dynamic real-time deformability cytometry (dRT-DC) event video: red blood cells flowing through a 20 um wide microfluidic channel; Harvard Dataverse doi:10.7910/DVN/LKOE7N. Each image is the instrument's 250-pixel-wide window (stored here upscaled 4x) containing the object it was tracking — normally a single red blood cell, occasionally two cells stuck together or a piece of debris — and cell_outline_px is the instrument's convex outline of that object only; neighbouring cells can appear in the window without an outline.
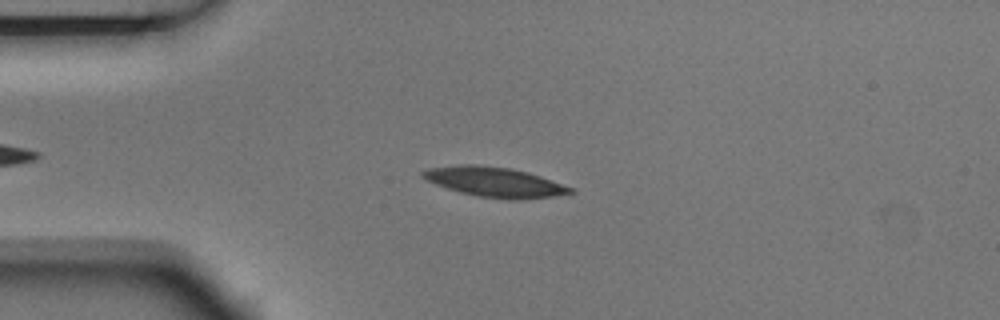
{"species": "Egyptian fruit bat (a non-hibernating species)", "species_latin": "Rousettus aegyptiacus", "temperature_condition": "room temperature", "stored_images_in_passage": 10, "camera_frame_rate_fps": 3000, "um_per_image_px": 0.085, "animal": {"sex": "male"}, "frame": {"image": 1, "passage_image": 3, "time_ms": 0.667, "image_size_px": [1000, 320], "cell_outline_px": [[576, 192], [552, 196], [516, 200], [512, 200], [480, 196], [460, 192], [436, 184], [420, 176], [420, 172], [428, 168], [460, 164], [476, 164], [512, 168], [528, 172], [540, 176], [572, 188]], "centroid_in_image_um": [42.01, 15.45], "position_along_channel_um": 43.0, "area_um2": 25.49}}
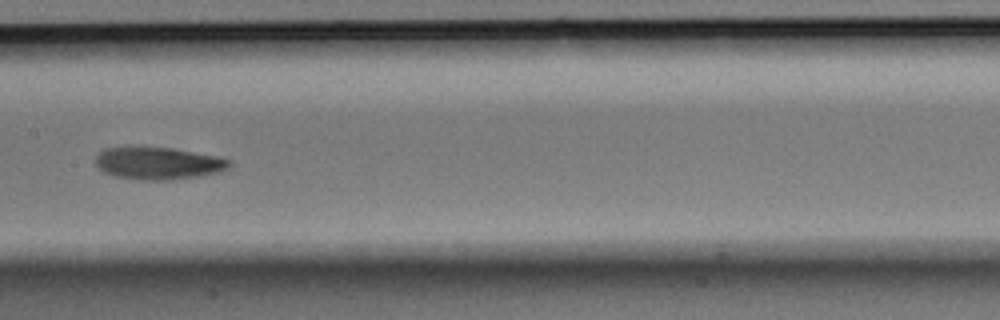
{"frame": {"image": 2, "passage_image": 7, "time_ms": 2.0, "image_size_px": [1000, 320], "cell_outline_px": [[232, 164], [228, 168], [220, 172], [200, 176], [172, 180], [140, 180], [116, 176], [104, 172], [96, 164], [96, 156], [104, 148], [172, 148], [220, 156], [232, 160]], "centroid_in_image_um": [13.53, 13.89], "position_along_channel_um": 193.9, "area_um2": 25.14}}
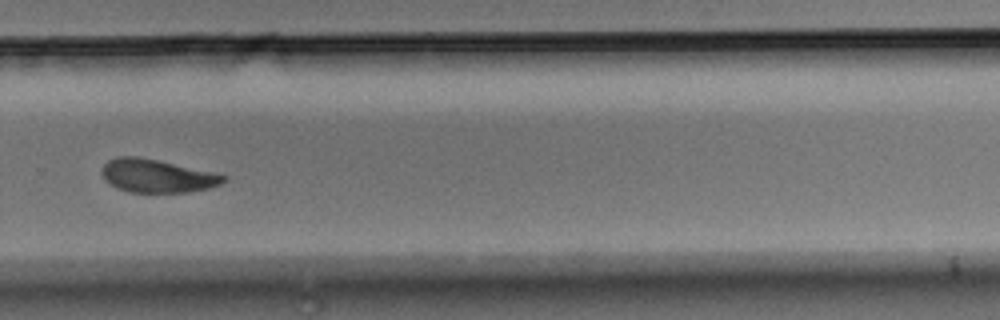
{"frame": {"image": 3, "passage_image": 10, "time_ms": 3.0, "image_size_px": [1000, 320], "cell_outline_px": [[228, 180], [220, 184], [208, 188], [188, 192], [128, 192], [116, 188], [104, 180], [104, 164], [108, 160], [116, 156], [136, 156], [220, 172], [228, 176]], "centroid_in_image_um": [13.43, 14.94], "position_along_channel_um": 316.4, "area_um2": 23.81}}